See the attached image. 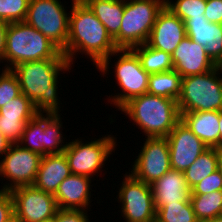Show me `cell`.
Wrapping results in <instances>:
<instances>
[{"label": "cell", "instance_id": "41", "mask_svg": "<svg viewBox=\"0 0 222 222\" xmlns=\"http://www.w3.org/2000/svg\"><path fill=\"white\" fill-rule=\"evenodd\" d=\"M220 175L222 176V149L219 151V159H218V169Z\"/></svg>", "mask_w": 222, "mask_h": 222}, {"label": "cell", "instance_id": "34", "mask_svg": "<svg viewBox=\"0 0 222 222\" xmlns=\"http://www.w3.org/2000/svg\"><path fill=\"white\" fill-rule=\"evenodd\" d=\"M213 191H222V176L218 170L194 186L191 189V195L209 194Z\"/></svg>", "mask_w": 222, "mask_h": 222}, {"label": "cell", "instance_id": "28", "mask_svg": "<svg viewBox=\"0 0 222 222\" xmlns=\"http://www.w3.org/2000/svg\"><path fill=\"white\" fill-rule=\"evenodd\" d=\"M155 222H199L191 201L161 206L156 211Z\"/></svg>", "mask_w": 222, "mask_h": 222}, {"label": "cell", "instance_id": "30", "mask_svg": "<svg viewBox=\"0 0 222 222\" xmlns=\"http://www.w3.org/2000/svg\"><path fill=\"white\" fill-rule=\"evenodd\" d=\"M37 114L34 104L23 93L0 108L4 117L33 119Z\"/></svg>", "mask_w": 222, "mask_h": 222}, {"label": "cell", "instance_id": "15", "mask_svg": "<svg viewBox=\"0 0 222 222\" xmlns=\"http://www.w3.org/2000/svg\"><path fill=\"white\" fill-rule=\"evenodd\" d=\"M169 143L170 163L173 170L184 172L208 149L180 120L166 137Z\"/></svg>", "mask_w": 222, "mask_h": 222}, {"label": "cell", "instance_id": "4", "mask_svg": "<svg viewBox=\"0 0 222 222\" xmlns=\"http://www.w3.org/2000/svg\"><path fill=\"white\" fill-rule=\"evenodd\" d=\"M44 59H67L47 37L25 22L9 23L6 31L4 61L12 69L18 64ZM11 66V67H10Z\"/></svg>", "mask_w": 222, "mask_h": 222}, {"label": "cell", "instance_id": "35", "mask_svg": "<svg viewBox=\"0 0 222 222\" xmlns=\"http://www.w3.org/2000/svg\"><path fill=\"white\" fill-rule=\"evenodd\" d=\"M0 222H14V202L10 191L0 189Z\"/></svg>", "mask_w": 222, "mask_h": 222}, {"label": "cell", "instance_id": "23", "mask_svg": "<svg viewBox=\"0 0 222 222\" xmlns=\"http://www.w3.org/2000/svg\"><path fill=\"white\" fill-rule=\"evenodd\" d=\"M84 3L114 38L122 23L125 0H86Z\"/></svg>", "mask_w": 222, "mask_h": 222}, {"label": "cell", "instance_id": "31", "mask_svg": "<svg viewBox=\"0 0 222 222\" xmlns=\"http://www.w3.org/2000/svg\"><path fill=\"white\" fill-rule=\"evenodd\" d=\"M29 0H0V20L8 23L24 22Z\"/></svg>", "mask_w": 222, "mask_h": 222}, {"label": "cell", "instance_id": "26", "mask_svg": "<svg viewBox=\"0 0 222 222\" xmlns=\"http://www.w3.org/2000/svg\"><path fill=\"white\" fill-rule=\"evenodd\" d=\"M132 50L139 57L144 71L149 74L165 72L173 69L172 56L165 51L154 49L147 43L135 46Z\"/></svg>", "mask_w": 222, "mask_h": 222}, {"label": "cell", "instance_id": "21", "mask_svg": "<svg viewBox=\"0 0 222 222\" xmlns=\"http://www.w3.org/2000/svg\"><path fill=\"white\" fill-rule=\"evenodd\" d=\"M69 175H71V171L64 152L45 155L42 157L32 185L54 195L60 183Z\"/></svg>", "mask_w": 222, "mask_h": 222}, {"label": "cell", "instance_id": "19", "mask_svg": "<svg viewBox=\"0 0 222 222\" xmlns=\"http://www.w3.org/2000/svg\"><path fill=\"white\" fill-rule=\"evenodd\" d=\"M151 188L156 211L161 206L190 201L191 189L182 171L170 169Z\"/></svg>", "mask_w": 222, "mask_h": 222}, {"label": "cell", "instance_id": "25", "mask_svg": "<svg viewBox=\"0 0 222 222\" xmlns=\"http://www.w3.org/2000/svg\"><path fill=\"white\" fill-rule=\"evenodd\" d=\"M220 148H208L183 173L190 189L218 169Z\"/></svg>", "mask_w": 222, "mask_h": 222}, {"label": "cell", "instance_id": "12", "mask_svg": "<svg viewBox=\"0 0 222 222\" xmlns=\"http://www.w3.org/2000/svg\"><path fill=\"white\" fill-rule=\"evenodd\" d=\"M124 177L118 194L123 218L126 222H155L156 208L151 185L136 179L131 173Z\"/></svg>", "mask_w": 222, "mask_h": 222}, {"label": "cell", "instance_id": "10", "mask_svg": "<svg viewBox=\"0 0 222 222\" xmlns=\"http://www.w3.org/2000/svg\"><path fill=\"white\" fill-rule=\"evenodd\" d=\"M117 54L119 57L114 65V76L122 92L109 100L120 109L130 99L147 93L150 74L144 71L139 57L132 49H118Z\"/></svg>", "mask_w": 222, "mask_h": 222}, {"label": "cell", "instance_id": "14", "mask_svg": "<svg viewBox=\"0 0 222 222\" xmlns=\"http://www.w3.org/2000/svg\"><path fill=\"white\" fill-rule=\"evenodd\" d=\"M134 162L131 174L152 185L171 168L169 143L166 137H147Z\"/></svg>", "mask_w": 222, "mask_h": 222}, {"label": "cell", "instance_id": "1", "mask_svg": "<svg viewBox=\"0 0 222 222\" xmlns=\"http://www.w3.org/2000/svg\"><path fill=\"white\" fill-rule=\"evenodd\" d=\"M72 1V9L69 14L68 40L62 53L68 59L70 65L73 64V57L78 51L89 55L97 69L105 75L109 69V59H111V56L117 55L118 48L105 26L90 8L78 0Z\"/></svg>", "mask_w": 222, "mask_h": 222}, {"label": "cell", "instance_id": "40", "mask_svg": "<svg viewBox=\"0 0 222 222\" xmlns=\"http://www.w3.org/2000/svg\"><path fill=\"white\" fill-rule=\"evenodd\" d=\"M220 149H222V110L219 111Z\"/></svg>", "mask_w": 222, "mask_h": 222}, {"label": "cell", "instance_id": "2", "mask_svg": "<svg viewBox=\"0 0 222 222\" xmlns=\"http://www.w3.org/2000/svg\"><path fill=\"white\" fill-rule=\"evenodd\" d=\"M68 59H44L16 65L11 70L16 75L23 93L38 114H59L58 76L69 71Z\"/></svg>", "mask_w": 222, "mask_h": 222}, {"label": "cell", "instance_id": "29", "mask_svg": "<svg viewBox=\"0 0 222 222\" xmlns=\"http://www.w3.org/2000/svg\"><path fill=\"white\" fill-rule=\"evenodd\" d=\"M165 6L183 22L188 19L205 18L206 0H177L175 3L165 0Z\"/></svg>", "mask_w": 222, "mask_h": 222}, {"label": "cell", "instance_id": "20", "mask_svg": "<svg viewBox=\"0 0 222 222\" xmlns=\"http://www.w3.org/2000/svg\"><path fill=\"white\" fill-rule=\"evenodd\" d=\"M91 178L71 174L58 186L54 197L59 209L85 210L90 204ZM85 208V209H84Z\"/></svg>", "mask_w": 222, "mask_h": 222}, {"label": "cell", "instance_id": "33", "mask_svg": "<svg viewBox=\"0 0 222 222\" xmlns=\"http://www.w3.org/2000/svg\"><path fill=\"white\" fill-rule=\"evenodd\" d=\"M30 120L32 119H17L0 115V133L4 135L11 144L19 143L24 127Z\"/></svg>", "mask_w": 222, "mask_h": 222}, {"label": "cell", "instance_id": "18", "mask_svg": "<svg viewBox=\"0 0 222 222\" xmlns=\"http://www.w3.org/2000/svg\"><path fill=\"white\" fill-rule=\"evenodd\" d=\"M186 35L204 47L211 60L222 66V24L210 23L206 18L188 19Z\"/></svg>", "mask_w": 222, "mask_h": 222}, {"label": "cell", "instance_id": "5", "mask_svg": "<svg viewBox=\"0 0 222 222\" xmlns=\"http://www.w3.org/2000/svg\"><path fill=\"white\" fill-rule=\"evenodd\" d=\"M165 0H125L119 33L113 38L118 49H132L147 43Z\"/></svg>", "mask_w": 222, "mask_h": 222}, {"label": "cell", "instance_id": "39", "mask_svg": "<svg viewBox=\"0 0 222 222\" xmlns=\"http://www.w3.org/2000/svg\"><path fill=\"white\" fill-rule=\"evenodd\" d=\"M11 143L0 133V156H3L10 148Z\"/></svg>", "mask_w": 222, "mask_h": 222}, {"label": "cell", "instance_id": "36", "mask_svg": "<svg viewBox=\"0 0 222 222\" xmlns=\"http://www.w3.org/2000/svg\"><path fill=\"white\" fill-rule=\"evenodd\" d=\"M52 222H90L86 210L58 209Z\"/></svg>", "mask_w": 222, "mask_h": 222}, {"label": "cell", "instance_id": "42", "mask_svg": "<svg viewBox=\"0 0 222 222\" xmlns=\"http://www.w3.org/2000/svg\"><path fill=\"white\" fill-rule=\"evenodd\" d=\"M201 222H222V215Z\"/></svg>", "mask_w": 222, "mask_h": 222}, {"label": "cell", "instance_id": "6", "mask_svg": "<svg viewBox=\"0 0 222 222\" xmlns=\"http://www.w3.org/2000/svg\"><path fill=\"white\" fill-rule=\"evenodd\" d=\"M222 66L182 78L177 100L179 113L222 110ZM220 77V78H219Z\"/></svg>", "mask_w": 222, "mask_h": 222}, {"label": "cell", "instance_id": "32", "mask_svg": "<svg viewBox=\"0 0 222 222\" xmlns=\"http://www.w3.org/2000/svg\"><path fill=\"white\" fill-rule=\"evenodd\" d=\"M21 94L20 84L10 69H3L0 74V108Z\"/></svg>", "mask_w": 222, "mask_h": 222}, {"label": "cell", "instance_id": "13", "mask_svg": "<svg viewBox=\"0 0 222 222\" xmlns=\"http://www.w3.org/2000/svg\"><path fill=\"white\" fill-rule=\"evenodd\" d=\"M0 161V175L10 181L2 190L11 191L20 186L32 185L40 167L42 155L23 148L16 143L11 144Z\"/></svg>", "mask_w": 222, "mask_h": 222}, {"label": "cell", "instance_id": "7", "mask_svg": "<svg viewBox=\"0 0 222 222\" xmlns=\"http://www.w3.org/2000/svg\"><path fill=\"white\" fill-rule=\"evenodd\" d=\"M24 22L41 32L61 51L66 47L69 13L59 0H29Z\"/></svg>", "mask_w": 222, "mask_h": 222}, {"label": "cell", "instance_id": "16", "mask_svg": "<svg viewBox=\"0 0 222 222\" xmlns=\"http://www.w3.org/2000/svg\"><path fill=\"white\" fill-rule=\"evenodd\" d=\"M186 36L185 23L164 6L157 16L147 44L172 54Z\"/></svg>", "mask_w": 222, "mask_h": 222}, {"label": "cell", "instance_id": "17", "mask_svg": "<svg viewBox=\"0 0 222 222\" xmlns=\"http://www.w3.org/2000/svg\"><path fill=\"white\" fill-rule=\"evenodd\" d=\"M173 69L181 77L203 74L216 68L217 65L211 60L206 50L199 43L186 36L171 54Z\"/></svg>", "mask_w": 222, "mask_h": 222}, {"label": "cell", "instance_id": "8", "mask_svg": "<svg viewBox=\"0 0 222 222\" xmlns=\"http://www.w3.org/2000/svg\"><path fill=\"white\" fill-rule=\"evenodd\" d=\"M61 126L59 114H37L26 123L18 144L42 156L63 153L68 143L64 145Z\"/></svg>", "mask_w": 222, "mask_h": 222}, {"label": "cell", "instance_id": "22", "mask_svg": "<svg viewBox=\"0 0 222 222\" xmlns=\"http://www.w3.org/2000/svg\"><path fill=\"white\" fill-rule=\"evenodd\" d=\"M180 120L208 148H220L219 111H195L180 114Z\"/></svg>", "mask_w": 222, "mask_h": 222}, {"label": "cell", "instance_id": "11", "mask_svg": "<svg viewBox=\"0 0 222 222\" xmlns=\"http://www.w3.org/2000/svg\"><path fill=\"white\" fill-rule=\"evenodd\" d=\"M10 192L14 202V222L51 221L59 209L53 194L33 185L20 186Z\"/></svg>", "mask_w": 222, "mask_h": 222}, {"label": "cell", "instance_id": "38", "mask_svg": "<svg viewBox=\"0 0 222 222\" xmlns=\"http://www.w3.org/2000/svg\"><path fill=\"white\" fill-rule=\"evenodd\" d=\"M8 22L0 20V62L4 61L5 47H6V31Z\"/></svg>", "mask_w": 222, "mask_h": 222}, {"label": "cell", "instance_id": "3", "mask_svg": "<svg viewBox=\"0 0 222 222\" xmlns=\"http://www.w3.org/2000/svg\"><path fill=\"white\" fill-rule=\"evenodd\" d=\"M120 110L131 117L147 137H167L180 121L176 100L149 93L130 99Z\"/></svg>", "mask_w": 222, "mask_h": 222}, {"label": "cell", "instance_id": "24", "mask_svg": "<svg viewBox=\"0 0 222 222\" xmlns=\"http://www.w3.org/2000/svg\"><path fill=\"white\" fill-rule=\"evenodd\" d=\"M181 81V75L174 69L150 74L147 93L177 101L181 93Z\"/></svg>", "mask_w": 222, "mask_h": 222}, {"label": "cell", "instance_id": "27", "mask_svg": "<svg viewBox=\"0 0 222 222\" xmlns=\"http://www.w3.org/2000/svg\"><path fill=\"white\" fill-rule=\"evenodd\" d=\"M190 201L199 222L222 215V191L190 195Z\"/></svg>", "mask_w": 222, "mask_h": 222}, {"label": "cell", "instance_id": "37", "mask_svg": "<svg viewBox=\"0 0 222 222\" xmlns=\"http://www.w3.org/2000/svg\"><path fill=\"white\" fill-rule=\"evenodd\" d=\"M204 17L210 23L222 24V0H206Z\"/></svg>", "mask_w": 222, "mask_h": 222}, {"label": "cell", "instance_id": "9", "mask_svg": "<svg viewBox=\"0 0 222 222\" xmlns=\"http://www.w3.org/2000/svg\"><path fill=\"white\" fill-rule=\"evenodd\" d=\"M116 138L106 135L97 140L82 143L78 138L69 142L64 150L68 160L71 174L93 177L94 173L100 172L104 161L114 152L117 146ZM81 140V141H80Z\"/></svg>", "mask_w": 222, "mask_h": 222}]
</instances>
